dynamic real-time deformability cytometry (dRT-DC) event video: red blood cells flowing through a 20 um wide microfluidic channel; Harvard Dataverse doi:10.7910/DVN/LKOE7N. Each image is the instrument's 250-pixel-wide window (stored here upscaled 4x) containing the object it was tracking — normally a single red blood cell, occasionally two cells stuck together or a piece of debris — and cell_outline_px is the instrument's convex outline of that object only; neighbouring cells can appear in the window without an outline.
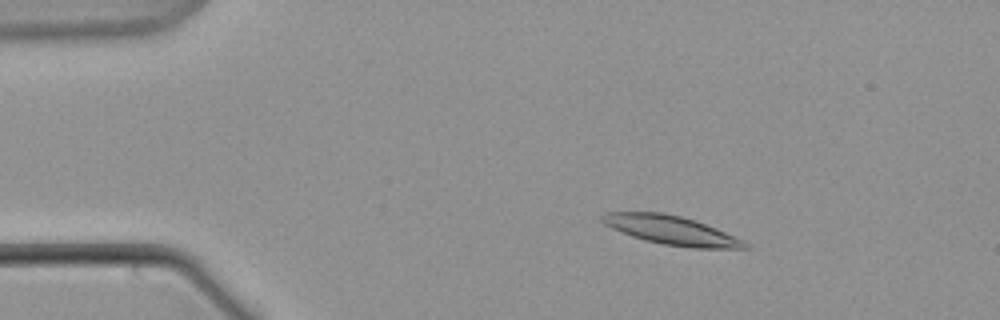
{"species": "common noctule bat (a hibernating species)", "species_latin": "Nyctalus noctula", "temperature_condition": "warm", "stored_images_in_passage": 62, "camera_frame_rate_fps": 3000, "um_per_image_px": 0.085, "animal": {"sex": "male", "body_mass_g": 21.5, "forearm_length_mm": 52.0}, "frame": {"image": 1, "passage_image": 11, "time_ms": 3.333, "image_size_px": [1000, 320], "cell_outline_px": [[752, 248], [692, 248], [664, 244], [644, 240], [632, 236], [612, 228], [604, 224], [600, 220], [600, 216], [604, 212], [660, 212], [680, 216], [716, 228], [744, 240]], "centroid_in_image_um": [57.04, 19.57], "position_along_channel_um": 28.0, "area_um2": 23.81}}
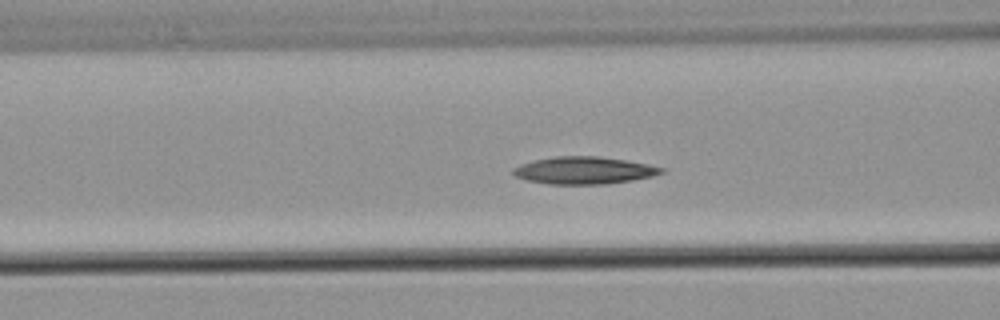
{"frame": {"image": 2, "passage_image": 25, "time_ms": 8.0, "image_size_px": [1000, 320], "cell_outline_px": [[668, 168], [664, 172], [652, 176], [632, 180], [604, 184], [548, 184], [524, 180], [516, 176], [512, 172], [512, 168], [520, 164], [532, 160], [556, 156], [596, 156], [624, 160], [648, 164]], "centroid_in_image_um": [49.62, 14.48], "position_along_channel_um": 117.0, "area_um2": 23.7}}
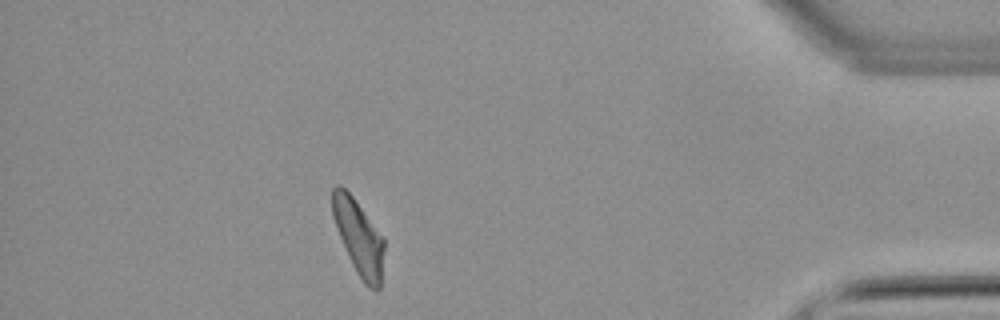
{"frame": {"image": 3, "passage_image": 55, "time_ms": 18.0, "image_size_px": [1000, 320], "cell_outline_px": [[384, 248], [380, 288], [376, 292], [368, 288], [364, 284], [356, 272], [348, 256], [332, 216], [332, 188], [336, 184], [340, 184], [352, 196], [384, 236]], "centroid_in_image_um": [30.5, 20.18], "position_along_channel_um": 404.7, "area_um2": 22.66}}